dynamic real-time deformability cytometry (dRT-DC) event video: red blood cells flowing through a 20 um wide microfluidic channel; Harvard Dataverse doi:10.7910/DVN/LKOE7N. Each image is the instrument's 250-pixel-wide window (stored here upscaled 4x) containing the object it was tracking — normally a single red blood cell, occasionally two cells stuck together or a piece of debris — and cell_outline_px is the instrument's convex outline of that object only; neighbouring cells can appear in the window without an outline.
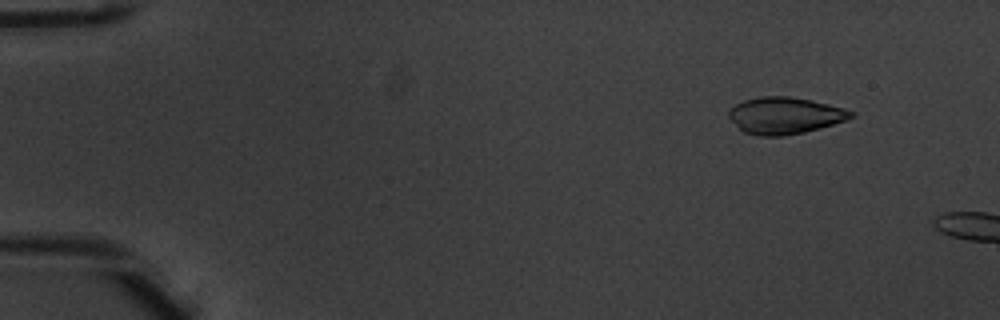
{"species": "common noctule bat (a hibernating species)", "species_latin": "Nyctalus noctula", "temperature_condition": "warm", "stored_images_in_passage": 16, "camera_frame_rate_fps": 3000, "um_per_image_px": 0.085, "animal": {"sex": "male", "body_mass_g": 20.1, "forearm_length_mm": 53.5}, "frame": {"image": 1, "passage_image": 5, "time_ms": 1.333, "image_size_px": [1000, 320], "cell_outline_px": [[856, 116], [820, 128], [804, 132], [784, 136], [760, 136], [744, 132], [728, 116], [728, 108], [744, 100], [760, 96], [788, 96], [812, 100], [844, 108], [856, 112]], "centroid_in_image_um": [66.71, 9.81], "position_along_channel_um": 18.3, "area_um2": 26.18}}